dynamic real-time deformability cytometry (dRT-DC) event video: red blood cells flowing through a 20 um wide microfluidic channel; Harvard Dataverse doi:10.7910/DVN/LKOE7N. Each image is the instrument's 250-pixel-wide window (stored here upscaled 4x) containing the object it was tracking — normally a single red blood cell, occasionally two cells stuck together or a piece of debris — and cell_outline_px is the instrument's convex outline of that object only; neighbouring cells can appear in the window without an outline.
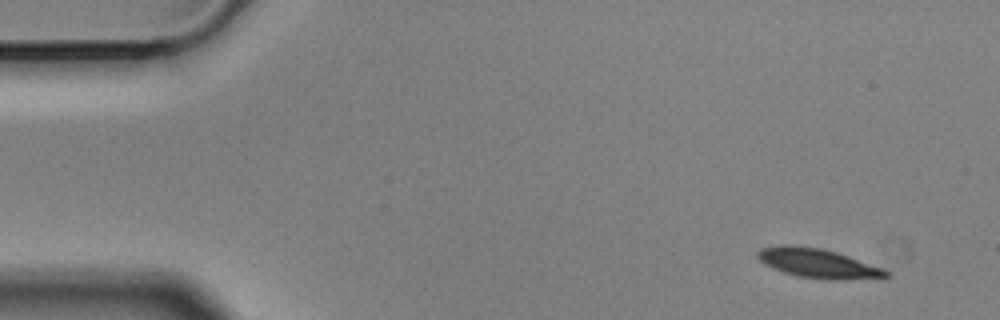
{"species": "Egyptian fruit bat (a non-hibernating species)", "species_latin": "Rousettus aegyptiacus", "temperature_condition": "cold", "stored_images_in_passage": 54, "camera_frame_rate_fps": 3000, "um_per_image_px": 0.085, "animal": {"sex": "male"}, "frame": {"image": 1, "passage_image": 1, "time_ms": 0.0, "image_size_px": [1000, 320], "cell_outline_px": [[888, 276], [880, 280], [824, 280], [796, 276], [772, 268], [764, 264], [756, 256], [756, 252], [760, 248], [780, 244], [792, 244], [820, 248], [836, 252], [884, 268], [888, 272]], "centroid_in_image_um": [69.56, 22.4], "position_along_channel_um": 15.4, "area_um2": 22.6}}
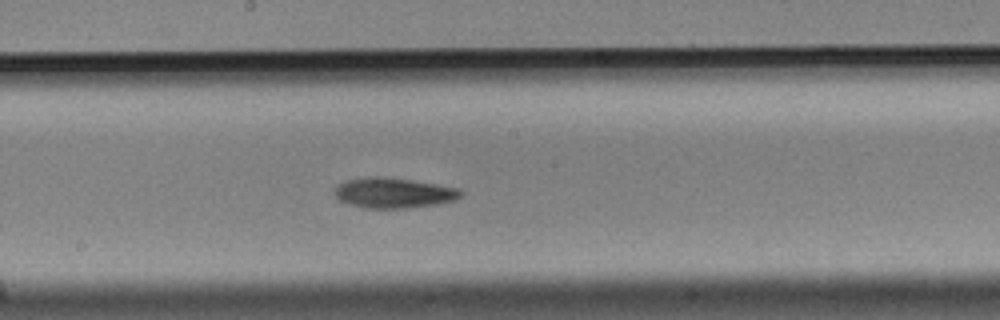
{"frame": {"image": 2, "passage_image": 27, "time_ms": 8.667, "image_size_px": [1000, 320], "cell_outline_px": [[464, 192], [456, 200], [436, 204], [408, 208], [364, 208], [348, 204], [340, 200], [336, 196], [336, 188], [340, 184], [348, 180], [372, 176], [412, 180], [460, 188]], "centroid_in_image_um": [33.51, 16.41], "position_along_channel_um": 214.7, "area_um2": 22.02}}
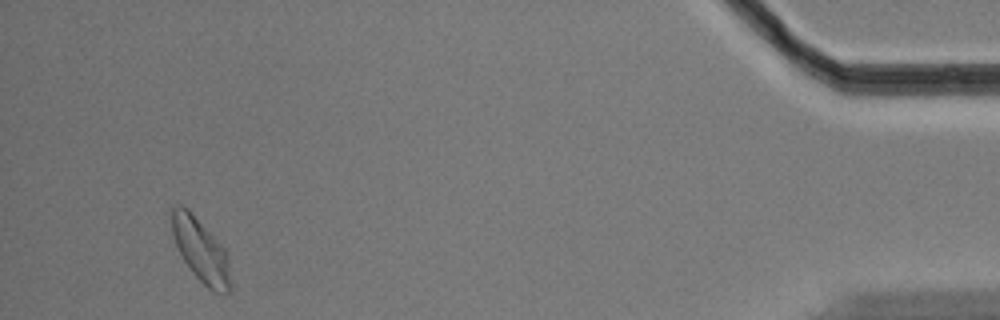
{"frame": {"image": 3, "passage_image": 51, "time_ms": 16.667, "image_size_px": [1000, 320], "cell_outline_px": [[228, 292], [212, 292], [192, 272], [184, 260], [176, 244], [172, 232], [172, 208], [176, 204], [180, 204], [188, 208], [224, 248], [228, 256]], "centroid_in_image_um": [17.03, 21.23], "position_along_channel_um": 418.2, "area_um2": 20.98}, "authors_computed_cell_mechanics": {"area_um2": 21.6461, "velocity_mm_per_s": 3.4669, "shape_relaxation_time_tau1_ms": 3.298, "shape_relaxation_time_tau2_ms": null, "deformation_change_tau1": 0.1249, "deformation_change_tau2": null}}